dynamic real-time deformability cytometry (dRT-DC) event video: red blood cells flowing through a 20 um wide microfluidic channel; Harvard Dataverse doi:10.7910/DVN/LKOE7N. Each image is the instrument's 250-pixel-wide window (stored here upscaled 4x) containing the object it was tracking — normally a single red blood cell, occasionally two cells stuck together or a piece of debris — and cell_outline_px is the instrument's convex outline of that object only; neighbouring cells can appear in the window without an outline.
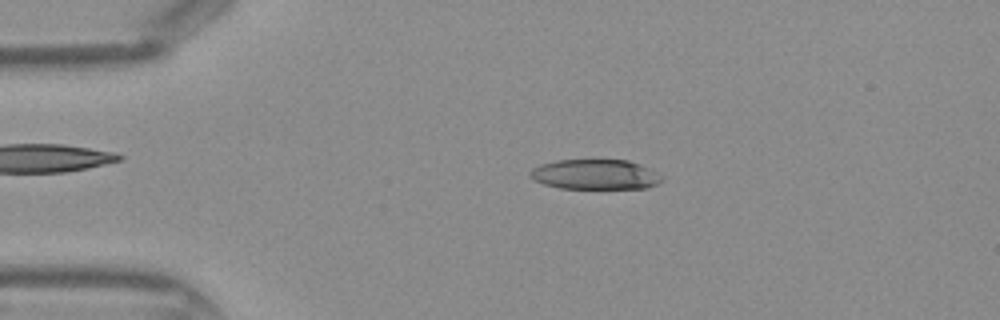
{"species": "Egyptian fruit bat (a non-hibernating species)", "species_latin": "Rousettus aegyptiacus", "temperature_condition": "warm", "stored_images_in_passage": 42, "camera_frame_rate_fps": 3000, "um_per_image_px": 0.085, "frame": {"image": 1, "passage_image": 8, "time_ms": 2.333, "image_size_px": [1000, 320], "cell_outline_px": [[664, 180], [648, 188], [560, 188], [544, 184], [532, 180], [528, 176], [528, 172], [532, 168], [540, 164], [556, 160], [628, 160], [640, 164], [664, 176]], "centroid_in_image_um": [50.57, 14.83], "position_along_channel_um": 34.4, "area_um2": 23.24}}
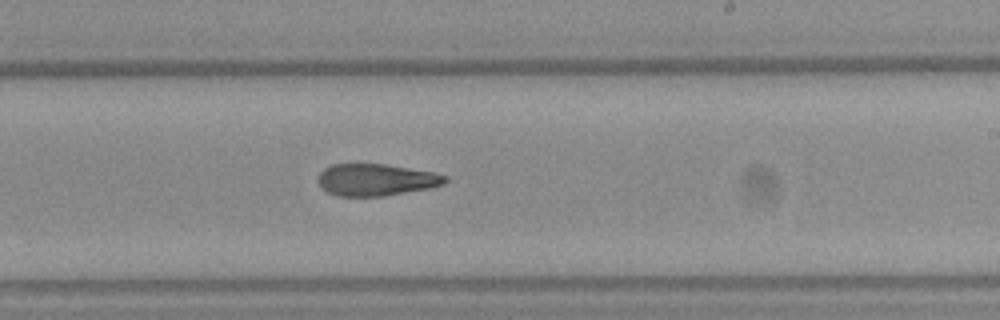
{"frame": {"image": 2, "passage_image": 25, "time_ms": 8.0, "image_size_px": [1000, 320], "cell_outline_px": [[448, 180], [444, 184], [428, 188], [384, 196], [336, 196], [320, 188], [316, 180], [320, 172], [324, 168], [332, 164], [384, 164], [436, 172], [448, 176]], "centroid_in_image_um": [31.94, 15.28], "position_along_channel_um": 257.1, "area_um2": 23.87}}
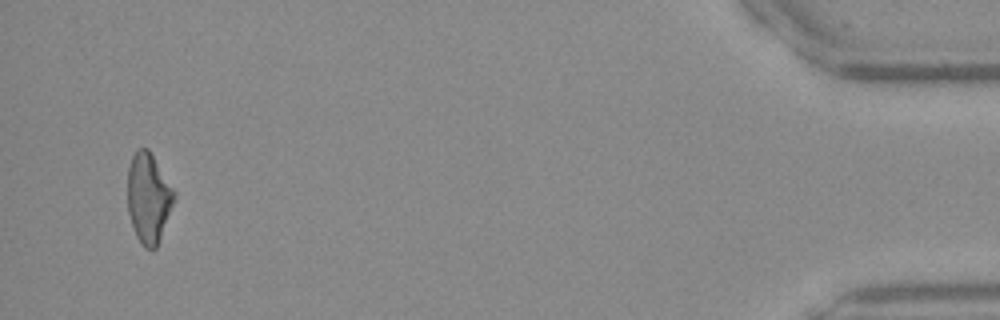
{"frame": {"image": 3, "passage_image": 41, "time_ms": 13.333, "image_size_px": [1000, 320], "cell_outline_px": [[176, 196], [156, 248], [144, 248], [140, 244], [136, 236], [128, 212], [128, 168], [132, 156], [136, 148], [148, 148], [176, 192]], "centroid_in_image_um": [12.62, 16.8], "position_along_channel_um": 422.6, "area_um2": 24.28}}